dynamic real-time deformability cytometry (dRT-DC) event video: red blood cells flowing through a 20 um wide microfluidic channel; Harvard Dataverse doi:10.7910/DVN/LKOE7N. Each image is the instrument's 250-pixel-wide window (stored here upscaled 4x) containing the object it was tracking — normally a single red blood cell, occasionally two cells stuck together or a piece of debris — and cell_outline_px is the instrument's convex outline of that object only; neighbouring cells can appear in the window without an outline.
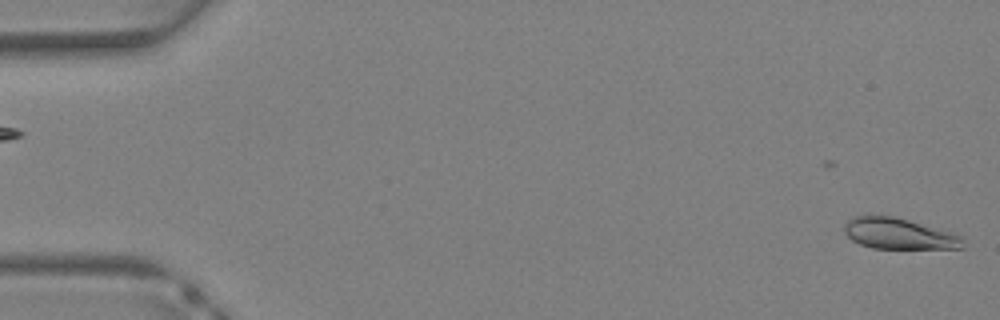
{"species": "Egyptian fruit bat (a non-hibernating species)", "species_latin": "Rousettus aegyptiacus", "temperature_condition": "warm", "stored_images_in_passage": 9, "camera_frame_rate_fps": 3000, "um_per_image_px": 0.085, "animal": {"sex": "female"}, "frame": {"image": 1, "passage_image": 1, "time_ms": 0.0, "image_size_px": [1000, 320], "cell_outline_px": [[964, 248], [872, 248], [860, 244], [852, 240], [844, 232], [844, 224], [848, 220], [856, 216], [892, 216], [956, 232], [964, 236]], "centroid_in_image_um": [76.47, 19.87], "position_along_channel_um": 8.5, "area_um2": 21.5}}